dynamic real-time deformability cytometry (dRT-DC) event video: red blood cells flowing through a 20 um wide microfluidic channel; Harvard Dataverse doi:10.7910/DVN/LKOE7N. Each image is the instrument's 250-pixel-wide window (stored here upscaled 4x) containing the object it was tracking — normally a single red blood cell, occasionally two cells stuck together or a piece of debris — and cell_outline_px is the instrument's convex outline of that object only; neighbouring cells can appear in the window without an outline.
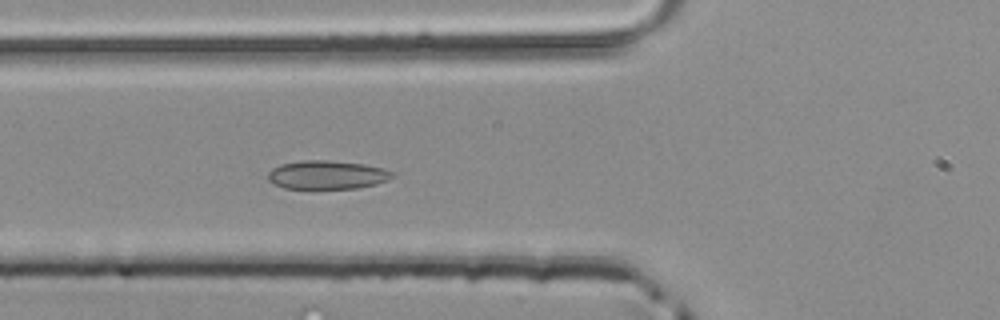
{"species": "common noctule bat (a hibernating species)", "species_latin": "Nyctalus noctula", "temperature_condition": "room temperature", "stored_images_in_passage": 27, "camera_frame_rate_fps": 3000, "um_per_image_px": 0.085, "animal": {"sex": "male", "body_mass_g": 20.4}, "frame": {"image": 1, "passage_image": 3, "time_ms": 0.667, "image_size_px": [1000, 320], "cell_outline_px": [[396, 172], [388, 180], [376, 184], [356, 188], [284, 188], [268, 180], [268, 172], [272, 168], [280, 164], [304, 160], [328, 160], [364, 164], [384, 168]], "centroid_in_image_um": [27.82, 14.85], "position_along_channel_um": 98.0, "area_um2": 20.69}}
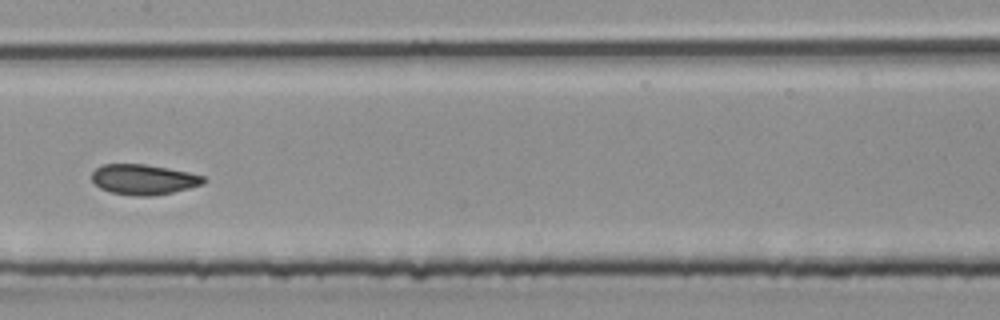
{"frame": {"image": 2, "passage_image": 10, "time_ms": 3.0, "image_size_px": [1000, 320], "cell_outline_px": [[208, 180], [204, 184], [172, 192], [152, 196], [136, 196], [112, 192], [100, 188], [92, 180], [92, 172], [96, 168], [104, 164], [144, 164], [168, 168], [188, 172], [204, 176]], "centroid_in_image_um": [12.23, 15.25], "position_along_channel_um": 195.2, "area_um2": 19.65}}
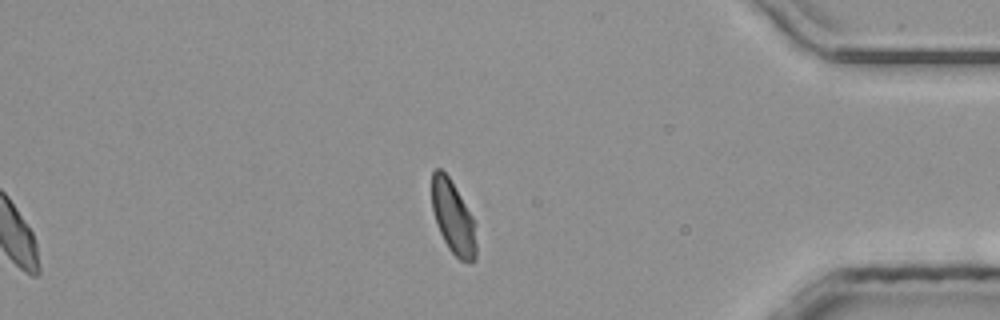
{"frame": {"image": 3, "passage_image": 27, "time_ms": 8.667, "image_size_px": [1000, 320], "cell_outline_px": [[476, 260], [472, 264], [468, 264], [460, 260], [448, 248], [436, 224], [432, 208], [432, 172], [436, 168], [440, 168], [448, 176], [472, 216], [476, 244]], "centroid_in_image_um": [38.51, 18.53], "position_along_channel_um": 396.7, "area_um2": 18.73}}